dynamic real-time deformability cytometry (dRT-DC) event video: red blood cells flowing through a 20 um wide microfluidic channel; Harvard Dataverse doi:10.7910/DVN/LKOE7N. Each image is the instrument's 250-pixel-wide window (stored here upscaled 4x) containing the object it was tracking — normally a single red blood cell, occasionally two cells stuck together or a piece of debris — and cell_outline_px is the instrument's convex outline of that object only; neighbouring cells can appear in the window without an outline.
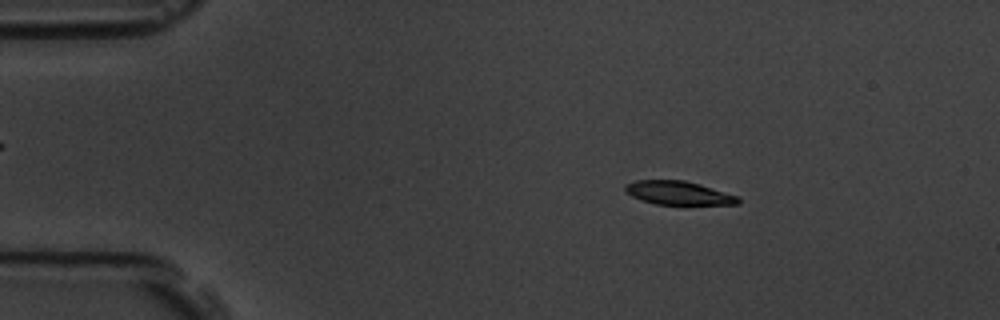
{"species": "common noctule bat (a hibernating species)", "species_latin": "Nyctalus noctula", "temperature_condition": "room temperature", "stored_images_in_passage": 57, "camera_frame_rate_fps": 3000, "um_per_image_px": 0.085, "animal": {"sex": "male", "body_mass_g": 19.5, "forearm_length_mm": 54.6}, "frame": {"image": 1, "passage_image": 9, "time_ms": 2.667, "image_size_px": [1000, 320], "cell_outline_px": [[740, 204], [656, 204], [640, 200], [624, 192], [624, 184], [636, 180], [684, 180], [700, 184], [740, 196]], "centroid_in_image_um": [57.65, 16.39], "position_along_channel_um": 27.4, "area_um2": 15.66}}
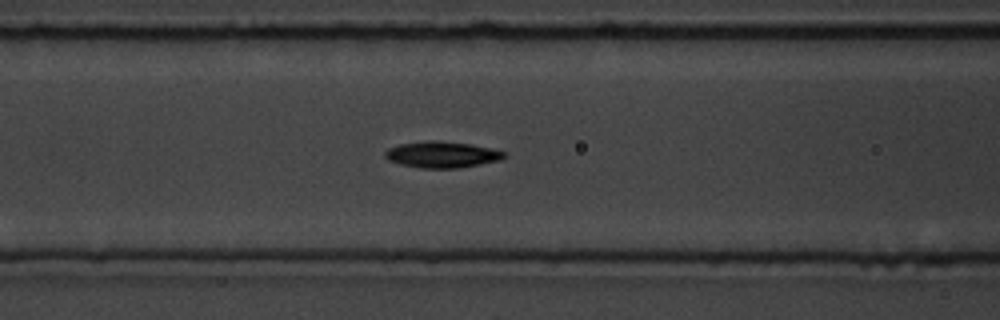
{"frame": {"image": 2, "passage_image": 23, "time_ms": 7.333, "image_size_px": [1000, 320], "cell_outline_px": [[508, 156], [500, 160], [460, 168], [420, 168], [400, 164], [388, 160], [384, 156], [384, 152], [388, 148], [400, 144], [428, 140], [440, 140], [468, 144], [492, 148], [508, 152]], "centroid_in_image_um": [37.59, 13.14], "position_along_channel_um": 129.0, "area_um2": 18.44}}
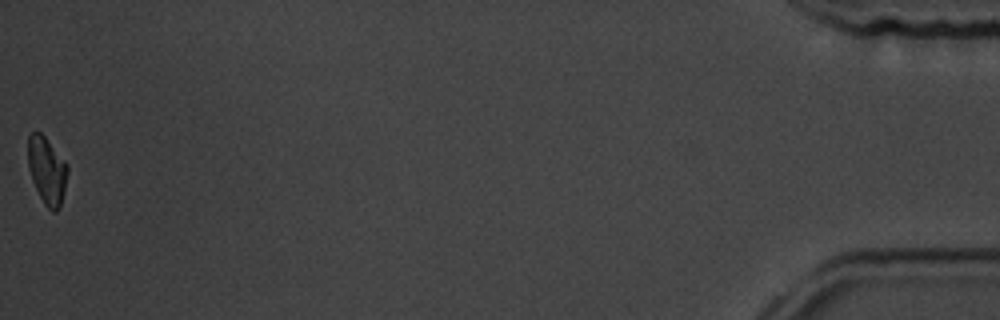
{"frame": {"image": 3, "passage_image": 57, "time_ms": 18.667, "image_size_px": [1000, 320], "cell_outline_px": [[68, 172], [64, 192], [60, 204], [56, 212], [52, 212], [44, 204], [32, 180], [28, 168], [28, 136], [32, 132], [40, 132], [44, 136], [68, 164]], "centroid_in_image_um": [3.99, 14.48], "position_along_channel_um": 431.2, "area_um2": 15.43}, "authors_computed_cell_mechanics": {"area_um2": 16.8776, "velocity_mm_per_s": 3.5476, "shape_relaxation_time_tau1_ms": 2.6698, "shape_relaxation_time_tau2_ms": null, "deformation_change_tau1": 0.1119, "deformation_change_tau2": null}}